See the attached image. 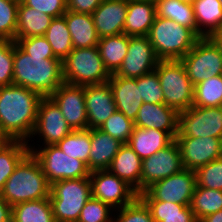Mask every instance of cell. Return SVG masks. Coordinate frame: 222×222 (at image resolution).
Instances as JSON below:
<instances>
[{
	"mask_svg": "<svg viewBox=\"0 0 222 222\" xmlns=\"http://www.w3.org/2000/svg\"><path fill=\"white\" fill-rule=\"evenodd\" d=\"M43 97L22 86H0V134L27 142L35 127Z\"/></svg>",
	"mask_w": 222,
	"mask_h": 222,
	"instance_id": "1",
	"label": "cell"
},
{
	"mask_svg": "<svg viewBox=\"0 0 222 222\" xmlns=\"http://www.w3.org/2000/svg\"><path fill=\"white\" fill-rule=\"evenodd\" d=\"M62 83L63 61L26 54L14 41L13 85L49 97Z\"/></svg>",
	"mask_w": 222,
	"mask_h": 222,
	"instance_id": "2",
	"label": "cell"
},
{
	"mask_svg": "<svg viewBox=\"0 0 222 222\" xmlns=\"http://www.w3.org/2000/svg\"><path fill=\"white\" fill-rule=\"evenodd\" d=\"M50 189L51 185L40 163L29 152L7 179L1 195L9 205L14 206L21 202L48 198Z\"/></svg>",
	"mask_w": 222,
	"mask_h": 222,
	"instance_id": "3",
	"label": "cell"
},
{
	"mask_svg": "<svg viewBox=\"0 0 222 222\" xmlns=\"http://www.w3.org/2000/svg\"><path fill=\"white\" fill-rule=\"evenodd\" d=\"M148 38L159 60H180L199 39L191 29L159 16L155 17Z\"/></svg>",
	"mask_w": 222,
	"mask_h": 222,
	"instance_id": "4",
	"label": "cell"
},
{
	"mask_svg": "<svg viewBox=\"0 0 222 222\" xmlns=\"http://www.w3.org/2000/svg\"><path fill=\"white\" fill-rule=\"evenodd\" d=\"M90 197V177L54 182L49 199L55 222H77Z\"/></svg>",
	"mask_w": 222,
	"mask_h": 222,
	"instance_id": "5",
	"label": "cell"
},
{
	"mask_svg": "<svg viewBox=\"0 0 222 222\" xmlns=\"http://www.w3.org/2000/svg\"><path fill=\"white\" fill-rule=\"evenodd\" d=\"M110 77L97 46L74 48L63 60L65 83L79 86L102 84Z\"/></svg>",
	"mask_w": 222,
	"mask_h": 222,
	"instance_id": "6",
	"label": "cell"
},
{
	"mask_svg": "<svg viewBox=\"0 0 222 222\" xmlns=\"http://www.w3.org/2000/svg\"><path fill=\"white\" fill-rule=\"evenodd\" d=\"M164 104L178 113L193 106L194 85L181 60H160L156 66Z\"/></svg>",
	"mask_w": 222,
	"mask_h": 222,
	"instance_id": "7",
	"label": "cell"
},
{
	"mask_svg": "<svg viewBox=\"0 0 222 222\" xmlns=\"http://www.w3.org/2000/svg\"><path fill=\"white\" fill-rule=\"evenodd\" d=\"M193 85L222 74V45L214 37H200L180 59Z\"/></svg>",
	"mask_w": 222,
	"mask_h": 222,
	"instance_id": "8",
	"label": "cell"
},
{
	"mask_svg": "<svg viewBox=\"0 0 222 222\" xmlns=\"http://www.w3.org/2000/svg\"><path fill=\"white\" fill-rule=\"evenodd\" d=\"M28 149L40 163L50 185L60 180L90 176L91 171L85 162L66 155L57 145H46Z\"/></svg>",
	"mask_w": 222,
	"mask_h": 222,
	"instance_id": "9",
	"label": "cell"
},
{
	"mask_svg": "<svg viewBox=\"0 0 222 222\" xmlns=\"http://www.w3.org/2000/svg\"><path fill=\"white\" fill-rule=\"evenodd\" d=\"M72 131L58 105L50 97H43L39 103L35 127L26 144L28 148L56 145ZM35 136L41 139L42 145H34L35 142L31 145L30 141H34L31 139Z\"/></svg>",
	"mask_w": 222,
	"mask_h": 222,
	"instance_id": "10",
	"label": "cell"
},
{
	"mask_svg": "<svg viewBox=\"0 0 222 222\" xmlns=\"http://www.w3.org/2000/svg\"><path fill=\"white\" fill-rule=\"evenodd\" d=\"M176 137L222 138V106H191L178 113V133Z\"/></svg>",
	"mask_w": 222,
	"mask_h": 222,
	"instance_id": "11",
	"label": "cell"
},
{
	"mask_svg": "<svg viewBox=\"0 0 222 222\" xmlns=\"http://www.w3.org/2000/svg\"><path fill=\"white\" fill-rule=\"evenodd\" d=\"M91 197L108 204L112 209H121L131 204L138 193L125 181L108 169L90 172Z\"/></svg>",
	"mask_w": 222,
	"mask_h": 222,
	"instance_id": "12",
	"label": "cell"
},
{
	"mask_svg": "<svg viewBox=\"0 0 222 222\" xmlns=\"http://www.w3.org/2000/svg\"><path fill=\"white\" fill-rule=\"evenodd\" d=\"M182 169L180 149L174 140L164 149L142 160L140 193L153 183L178 173Z\"/></svg>",
	"mask_w": 222,
	"mask_h": 222,
	"instance_id": "13",
	"label": "cell"
},
{
	"mask_svg": "<svg viewBox=\"0 0 222 222\" xmlns=\"http://www.w3.org/2000/svg\"><path fill=\"white\" fill-rule=\"evenodd\" d=\"M159 61L148 36H129L127 54L115 75L139 78L154 71Z\"/></svg>",
	"mask_w": 222,
	"mask_h": 222,
	"instance_id": "14",
	"label": "cell"
},
{
	"mask_svg": "<svg viewBox=\"0 0 222 222\" xmlns=\"http://www.w3.org/2000/svg\"><path fill=\"white\" fill-rule=\"evenodd\" d=\"M184 169L196 171L222 157V138L176 137Z\"/></svg>",
	"mask_w": 222,
	"mask_h": 222,
	"instance_id": "15",
	"label": "cell"
},
{
	"mask_svg": "<svg viewBox=\"0 0 222 222\" xmlns=\"http://www.w3.org/2000/svg\"><path fill=\"white\" fill-rule=\"evenodd\" d=\"M196 186V173L182 169L167 178L153 183L146 191L155 199L190 205Z\"/></svg>",
	"mask_w": 222,
	"mask_h": 222,
	"instance_id": "16",
	"label": "cell"
},
{
	"mask_svg": "<svg viewBox=\"0 0 222 222\" xmlns=\"http://www.w3.org/2000/svg\"><path fill=\"white\" fill-rule=\"evenodd\" d=\"M73 130L88 129L84 86L62 83L50 96Z\"/></svg>",
	"mask_w": 222,
	"mask_h": 222,
	"instance_id": "17",
	"label": "cell"
},
{
	"mask_svg": "<svg viewBox=\"0 0 222 222\" xmlns=\"http://www.w3.org/2000/svg\"><path fill=\"white\" fill-rule=\"evenodd\" d=\"M88 129L100 126L116 111L114 95L109 82L84 86Z\"/></svg>",
	"mask_w": 222,
	"mask_h": 222,
	"instance_id": "18",
	"label": "cell"
},
{
	"mask_svg": "<svg viewBox=\"0 0 222 222\" xmlns=\"http://www.w3.org/2000/svg\"><path fill=\"white\" fill-rule=\"evenodd\" d=\"M129 0H102L92 13L99 38L124 33Z\"/></svg>",
	"mask_w": 222,
	"mask_h": 222,
	"instance_id": "19",
	"label": "cell"
},
{
	"mask_svg": "<svg viewBox=\"0 0 222 222\" xmlns=\"http://www.w3.org/2000/svg\"><path fill=\"white\" fill-rule=\"evenodd\" d=\"M108 82L112 88L116 110L134 122L139 108L144 103L137 87L136 78H124L111 74Z\"/></svg>",
	"mask_w": 222,
	"mask_h": 222,
	"instance_id": "20",
	"label": "cell"
},
{
	"mask_svg": "<svg viewBox=\"0 0 222 222\" xmlns=\"http://www.w3.org/2000/svg\"><path fill=\"white\" fill-rule=\"evenodd\" d=\"M134 126L178 132V112L165 104L143 103L135 118Z\"/></svg>",
	"mask_w": 222,
	"mask_h": 222,
	"instance_id": "21",
	"label": "cell"
},
{
	"mask_svg": "<svg viewBox=\"0 0 222 222\" xmlns=\"http://www.w3.org/2000/svg\"><path fill=\"white\" fill-rule=\"evenodd\" d=\"M177 133L134 126L128 144L144 160L170 145L175 140Z\"/></svg>",
	"mask_w": 222,
	"mask_h": 222,
	"instance_id": "22",
	"label": "cell"
},
{
	"mask_svg": "<svg viewBox=\"0 0 222 222\" xmlns=\"http://www.w3.org/2000/svg\"><path fill=\"white\" fill-rule=\"evenodd\" d=\"M155 17V0H129L124 33L128 36H148Z\"/></svg>",
	"mask_w": 222,
	"mask_h": 222,
	"instance_id": "23",
	"label": "cell"
},
{
	"mask_svg": "<svg viewBox=\"0 0 222 222\" xmlns=\"http://www.w3.org/2000/svg\"><path fill=\"white\" fill-rule=\"evenodd\" d=\"M108 170L140 193L142 159L128 143L120 146Z\"/></svg>",
	"mask_w": 222,
	"mask_h": 222,
	"instance_id": "24",
	"label": "cell"
},
{
	"mask_svg": "<svg viewBox=\"0 0 222 222\" xmlns=\"http://www.w3.org/2000/svg\"><path fill=\"white\" fill-rule=\"evenodd\" d=\"M155 222H197L190 205L155 200L146 190L138 194Z\"/></svg>",
	"mask_w": 222,
	"mask_h": 222,
	"instance_id": "25",
	"label": "cell"
},
{
	"mask_svg": "<svg viewBox=\"0 0 222 222\" xmlns=\"http://www.w3.org/2000/svg\"><path fill=\"white\" fill-rule=\"evenodd\" d=\"M121 145V142L99 128L91 129L88 169L90 171L108 169Z\"/></svg>",
	"mask_w": 222,
	"mask_h": 222,
	"instance_id": "26",
	"label": "cell"
},
{
	"mask_svg": "<svg viewBox=\"0 0 222 222\" xmlns=\"http://www.w3.org/2000/svg\"><path fill=\"white\" fill-rule=\"evenodd\" d=\"M63 16L74 48H89L98 45L99 36L94 26L92 14L67 10Z\"/></svg>",
	"mask_w": 222,
	"mask_h": 222,
	"instance_id": "27",
	"label": "cell"
},
{
	"mask_svg": "<svg viewBox=\"0 0 222 222\" xmlns=\"http://www.w3.org/2000/svg\"><path fill=\"white\" fill-rule=\"evenodd\" d=\"M192 6L197 36L214 37L222 26V5L219 0H196Z\"/></svg>",
	"mask_w": 222,
	"mask_h": 222,
	"instance_id": "28",
	"label": "cell"
},
{
	"mask_svg": "<svg viewBox=\"0 0 222 222\" xmlns=\"http://www.w3.org/2000/svg\"><path fill=\"white\" fill-rule=\"evenodd\" d=\"M53 17L41 13L22 2L18 6L16 38L23 39L34 36H44Z\"/></svg>",
	"mask_w": 222,
	"mask_h": 222,
	"instance_id": "29",
	"label": "cell"
},
{
	"mask_svg": "<svg viewBox=\"0 0 222 222\" xmlns=\"http://www.w3.org/2000/svg\"><path fill=\"white\" fill-rule=\"evenodd\" d=\"M128 45L129 36L125 33L99 38L97 48L105 68L110 74H115L121 67Z\"/></svg>",
	"mask_w": 222,
	"mask_h": 222,
	"instance_id": "30",
	"label": "cell"
},
{
	"mask_svg": "<svg viewBox=\"0 0 222 222\" xmlns=\"http://www.w3.org/2000/svg\"><path fill=\"white\" fill-rule=\"evenodd\" d=\"M156 16L168 18L191 29L197 35V25L192 4L180 0H155Z\"/></svg>",
	"mask_w": 222,
	"mask_h": 222,
	"instance_id": "31",
	"label": "cell"
},
{
	"mask_svg": "<svg viewBox=\"0 0 222 222\" xmlns=\"http://www.w3.org/2000/svg\"><path fill=\"white\" fill-rule=\"evenodd\" d=\"M12 215L16 222H55L49 197L15 204Z\"/></svg>",
	"mask_w": 222,
	"mask_h": 222,
	"instance_id": "32",
	"label": "cell"
},
{
	"mask_svg": "<svg viewBox=\"0 0 222 222\" xmlns=\"http://www.w3.org/2000/svg\"><path fill=\"white\" fill-rule=\"evenodd\" d=\"M190 208L197 222L208 215L222 210V191L195 186Z\"/></svg>",
	"mask_w": 222,
	"mask_h": 222,
	"instance_id": "33",
	"label": "cell"
},
{
	"mask_svg": "<svg viewBox=\"0 0 222 222\" xmlns=\"http://www.w3.org/2000/svg\"><path fill=\"white\" fill-rule=\"evenodd\" d=\"M56 58L64 60L74 49L65 17L53 18L44 34Z\"/></svg>",
	"mask_w": 222,
	"mask_h": 222,
	"instance_id": "34",
	"label": "cell"
},
{
	"mask_svg": "<svg viewBox=\"0 0 222 222\" xmlns=\"http://www.w3.org/2000/svg\"><path fill=\"white\" fill-rule=\"evenodd\" d=\"M29 153L26 142L10 140L0 151V192L18 163Z\"/></svg>",
	"mask_w": 222,
	"mask_h": 222,
	"instance_id": "35",
	"label": "cell"
},
{
	"mask_svg": "<svg viewBox=\"0 0 222 222\" xmlns=\"http://www.w3.org/2000/svg\"><path fill=\"white\" fill-rule=\"evenodd\" d=\"M193 106H222V74L213 76L194 85Z\"/></svg>",
	"mask_w": 222,
	"mask_h": 222,
	"instance_id": "36",
	"label": "cell"
},
{
	"mask_svg": "<svg viewBox=\"0 0 222 222\" xmlns=\"http://www.w3.org/2000/svg\"><path fill=\"white\" fill-rule=\"evenodd\" d=\"M66 155L82 160L87 164L91 149V129L73 130L56 144Z\"/></svg>",
	"mask_w": 222,
	"mask_h": 222,
	"instance_id": "37",
	"label": "cell"
},
{
	"mask_svg": "<svg viewBox=\"0 0 222 222\" xmlns=\"http://www.w3.org/2000/svg\"><path fill=\"white\" fill-rule=\"evenodd\" d=\"M99 129L122 144H127L134 129V122L116 110Z\"/></svg>",
	"mask_w": 222,
	"mask_h": 222,
	"instance_id": "38",
	"label": "cell"
},
{
	"mask_svg": "<svg viewBox=\"0 0 222 222\" xmlns=\"http://www.w3.org/2000/svg\"><path fill=\"white\" fill-rule=\"evenodd\" d=\"M19 3L0 0V40L15 41Z\"/></svg>",
	"mask_w": 222,
	"mask_h": 222,
	"instance_id": "39",
	"label": "cell"
},
{
	"mask_svg": "<svg viewBox=\"0 0 222 222\" xmlns=\"http://www.w3.org/2000/svg\"><path fill=\"white\" fill-rule=\"evenodd\" d=\"M136 83L144 103L164 104L163 91L155 70L136 78Z\"/></svg>",
	"mask_w": 222,
	"mask_h": 222,
	"instance_id": "40",
	"label": "cell"
},
{
	"mask_svg": "<svg viewBox=\"0 0 222 222\" xmlns=\"http://www.w3.org/2000/svg\"><path fill=\"white\" fill-rule=\"evenodd\" d=\"M113 222L155 221L153 220L146 204L139 197H137L131 204L125 205L121 209L114 210Z\"/></svg>",
	"mask_w": 222,
	"mask_h": 222,
	"instance_id": "41",
	"label": "cell"
},
{
	"mask_svg": "<svg viewBox=\"0 0 222 222\" xmlns=\"http://www.w3.org/2000/svg\"><path fill=\"white\" fill-rule=\"evenodd\" d=\"M195 173L197 186L222 191V157L198 168Z\"/></svg>",
	"mask_w": 222,
	"mask_h": 222,
	"instance_id": "42",
	"label": "cell"
},
{
	"mask_svg": "<svg viewBox=\"0 0 222 222\" xmlns=\"http://www.w3.org/2000/svg\"><path fill=\"white\" fill-rule=\"evenodd\" d=\"M108 204L90 197L81 210L77 222H113V212Z\"/></svg>",
	"mask_w": 222,
	"mask_h": 222,
	"instance_id": "43",
	"label": "cell"
},
{
	"mask_svg": "<svg viewBox=\"0 0 222 222\" xmlns=\"http://www.w3.org/2000/svg\"><path fill=\"white\" fill-rule=\"evenodd\" d=\"M14 41L0 40V86L13 85Z\"/></svg>",
	"mask_w": 222,
	"mask_h": 222,
	"instance_id": "44",
	"label": "cell"
},
{
	"mask_svg": "<svg viewBox=\"0 0 222 222\" xmlns=\"http://www.w3.org/2000/svg\"><path fill=\"white\" fill-rule=\"evenodd\" d=\"M15 43L30 56H44V59H58L44 36L17 39Z\"/></svg>",
	"mask_w": 222,
	"mask_h": 222,
	"instance_id": "45",
	"label": "cell"
},
{
	"mask_svg": "<svg viewBox=\"0 0 222 222\" xmlns=\"http://www.w3.org/2000/svg\"><path fill=\"white\" fill-rule=\"evenodd\" d=\"M22 3L53 18L61 17L67 11V0H23Z\"/></svg>",
	"mask_w": 222,
	"mask_h": 222,
	"instance_id": "46",
	"label": "cell"
},
{
	"mask_svg": "<svg viewBox=\"0 0 222 222\" xmlns=\"http://www.w3.org/2000/svg\"><path fill=\"white\" fill-rule=\"evenodd\" d=\"M102 0H67V10L77 13L92 14Z\"/></svg>",
	"mask_w": 222,
	"mask_h": 222,
	"instance_id": "47",
	"label": "cell"
},
{
	"mask_svg": "<svg viewBox=\"0 0 222 222\" xmlns=\"http://www.w3.org/2000/svg\"><path fill=\"white\" fill-rule=\"evenodd\" d=\"M12 215V206L2 197L0 192V222H3Z\"/></svg>",
	"mask_w": 222,
	"mask_h": 222,
	"instance_id": "48",
	"label": "cell"
},
{
	"mask_svg": "<svg viewBox=\"0 0 222 222\" xmlns=\"http://www.w3.org/2000/svg\"><path fill=\"white\" fill-rule=\"evenodd\" d=\"M200 222H222V210H219L214 214L206 216Z\"/></svg>",
	"mask_w": 222,
	"mask_h": 222,
	"instance_id": "49",
	"label": "cell"
},
{
	"mask_svg": "<svg viewBox=\"0 0 222 222\" xmlns=\"http://www.w3.org/2000/svg\"><path fill=\"white\" fill-rule=\"evenodd\" d=\"M214 38L222 45V26L221 29L215 34Z\"/></svg>",
	"mask_w": 222,
	"mask_h": 222,
	"instance_id": "50",
	"label": "cell"
},
{
	"mask_svg": "<svg viewBox=\"0 0 222 222\" xmlns=\"http://www.w3.org/2000/svg\"><path fill=\"white\" fill-rule=\"evenodd\" d=\"M9 141V138H0V151Z\"/></svg>",
	"mask_w": 222,
	"mask_h": 222,
	"instance_id": "51",
	"label": "cell"
},
{
	"mask_svg": "<svg viewBox=\"0 0 222 222\" xmlns=\"http://www.w3.org/2000/svg\"><path fill=\"white\" fill-rule=\"evenodd\" d=\"M3 222H16L15 218L13 215H11L10 217H8L6 220H4Z\"/></svg>",
	"mask_w": 222,
	"mask_h": 222,
	"instance_id": "52",
	"label": "cell"
},
{
	"mask_svg": "<svg viewBox=\"0 0 222 222\" xmlns=\"http://www.w3.org/2000/svg\"><path fill=\"white\" fill-rule=\"evenodd\" d=\"M180 1L188 3V4H193L196 0H180Z\"/></svg>",
	"mask_w": 222,
	"mask_h": 222,
	"instance_id": "53",
	"label": "cell"
},
{
	"mask_svg": "<svg viewBox=\"0 0 222 222\" xmlns=\"http://www.w3.org/2000/svg\"><path fill=\"white\" fill-rule=\"evenodd\" d=\"M0 138H8L5 135L0 134Z\"/></svg>",
	"mask_w": 222,
	"mask_h": 222,
	"instance_id": "54",
	"label": "cell"
},
{
	"mask_svg": "<svg viewBox=\"0 0 222 222\" xmlns=\"http://www.w3.org/2000/svg\"><path fill=\"white\" fill-rule=\"evenodd\" d=\"M13 1H16L18 3H21L23 0H13Z\"/></svg>",
	"mask_w": 222,
	"mask_h": 222,
	"instance_id": "55",
	"label": "cell"
}]
</instances>
